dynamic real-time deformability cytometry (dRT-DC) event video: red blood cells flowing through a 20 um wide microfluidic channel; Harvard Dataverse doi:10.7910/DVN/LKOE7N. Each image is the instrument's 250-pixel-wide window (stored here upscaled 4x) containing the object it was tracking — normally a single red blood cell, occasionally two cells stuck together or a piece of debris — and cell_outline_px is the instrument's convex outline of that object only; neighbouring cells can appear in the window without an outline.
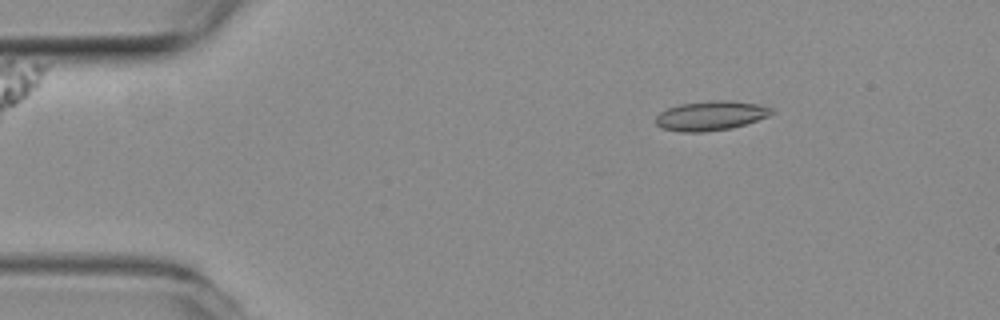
{"species": "common noctule bat (a hibernating species)", "species_latin": "Nyctalus noctula", "temperature_condition": "room temperature", "stored_images_in_passage": 54, "camera_frame_rate_fps": 3000, "um_per_image_px": 0.085, "animal": {"sex": "female", "body_mass_g": 19.3, "forearm_length_mm": 54.1}, "frame": {"image": 1, "passage_image": 6, "time_ms": 1.667, "image_size_px": [1000, 320], "cell_outline_px": [[776, 112], [768, 116], [732, 128], [704, 132], [680, 132], [664, 128], [656, 124], [656, 116], [660, 112], [668, 108], [680, 104], [712, 100], [732, 100], [760, 104], [772, 108]], "centroid_in_image_um": [60.44, 9.82], "position_along_channel_um": 24.6, "area_um2": 19.94}}
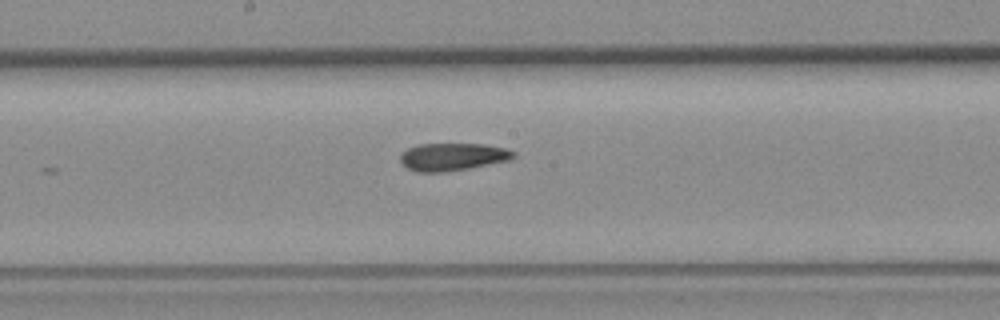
{"frame": {"image": 2, "passage_image": 27, "time_ms": 8.667, "image_size_px": [1000, 320], "cell_outline_px": [[516, 156], [508, 160], [468, 168], [444, 172], [416, 172], [408, 168], [400, 160], [400, 152], [408, 148], [420, 144], [484, 144], [504, 148], [516, 152]], "centroid_in_image_um": [38.45, 13.32], "position_along_channel_um": 209.8, "area_um2": 18.09}}
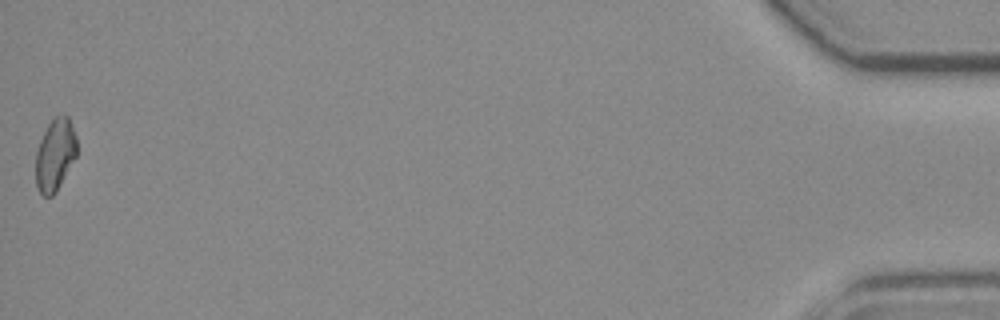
{"frame": {"image": 3, "passage_image": 54, "time_ms": 17.667, "image_size_px": [1000, 320], "cell_outline_px": [[76, 156], [56, 192], [52, 196], [44, 196], [40, 192], [36, 184], [36, 152], [40, 140], [48, 124], [56, 116], [68, 116], [76, 136]], "centroid_in_image_um": [4.68, 13.17], "position_along_channel_um": 430.5, "area_um2": 16.99}}